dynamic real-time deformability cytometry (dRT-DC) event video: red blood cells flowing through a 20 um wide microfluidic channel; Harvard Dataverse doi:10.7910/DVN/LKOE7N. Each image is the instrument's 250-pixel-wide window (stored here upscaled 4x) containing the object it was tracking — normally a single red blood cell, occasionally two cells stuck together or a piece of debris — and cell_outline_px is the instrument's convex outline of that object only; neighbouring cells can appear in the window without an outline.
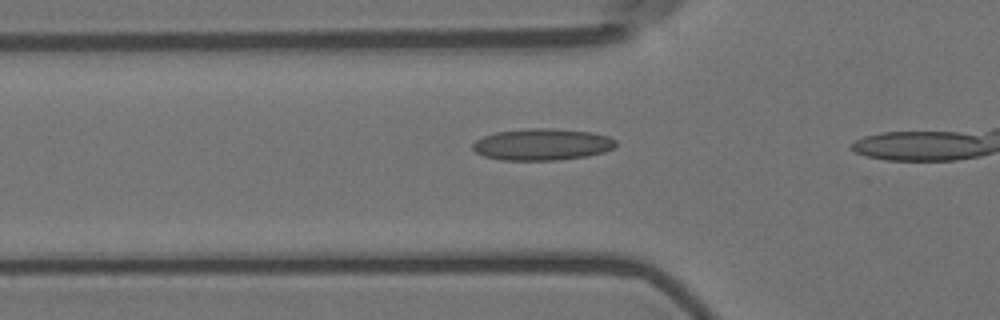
{"species": "Egyptian fruit bat (a non-hibernating species)", "species_latin": "Rousettus aegyptiacus", "temperature_condition": "room temperature", "stored_images_in_passage": 14, "camera_frame_rate_fps": 3000, "um_per_image_px": 0.085, "animal": {"sex": "female"}, "frame": {"image": 1, "passage_image": 12, "time_ms": 3.667, "image_size_px": [1000, 320], "cell_outline_px": [[616, 144], [612, 148], [604, 152], [584, 156], [556, 160], [500, 160], [484, 156], [476, 152], [472, 148], [472, 144], [476, 140], [484, 136], [496, 132], [528, 128], [552, 128], [592, 132], [608, 136], [616, 140]], "centroid_in_image_um": [46.06, 12.27], "position_along_channel_um": 79.7, "area_um2": 26.36}}